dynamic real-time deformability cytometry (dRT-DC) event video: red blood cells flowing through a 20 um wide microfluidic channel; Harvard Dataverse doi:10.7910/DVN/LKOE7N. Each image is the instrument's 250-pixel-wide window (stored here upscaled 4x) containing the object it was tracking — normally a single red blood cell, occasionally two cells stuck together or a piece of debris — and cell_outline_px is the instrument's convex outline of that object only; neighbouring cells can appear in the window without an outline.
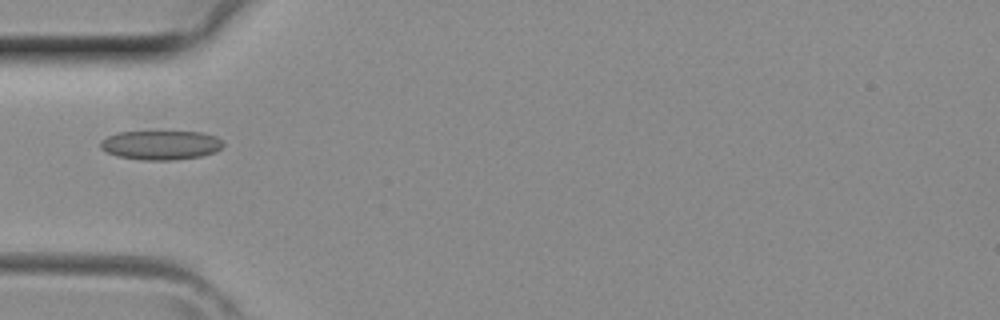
{"species": "common noctule bat (a hibernating species)", "species_latin": "Nyctalus noctula", "temperature_condition": "room temperature", "stored_images_in_passage": 4, "camera_frame_rate_fps": 3000, "um_per_image_px": 0.085, "animal": {"sex": "female", "body_mass_g": 29.2, "forearm_length_mm": 56.3}, "frame": {"image": 1, "passage_image": 4, "time_ms": 1.0, "image_size_px": [1000, 320], "cell_outline_px": [[224, 144], [216, 152], [200, 156], [176, 160], [140, 160], [116, 156], [100, 148], [100, 140], [108, 136], [120, 132], [200, 132], [216, 136]], "centroid_in_image_um": [13.65, 12.34], "position_along_channel_um": 71.3, "area_um2": 20.87}}